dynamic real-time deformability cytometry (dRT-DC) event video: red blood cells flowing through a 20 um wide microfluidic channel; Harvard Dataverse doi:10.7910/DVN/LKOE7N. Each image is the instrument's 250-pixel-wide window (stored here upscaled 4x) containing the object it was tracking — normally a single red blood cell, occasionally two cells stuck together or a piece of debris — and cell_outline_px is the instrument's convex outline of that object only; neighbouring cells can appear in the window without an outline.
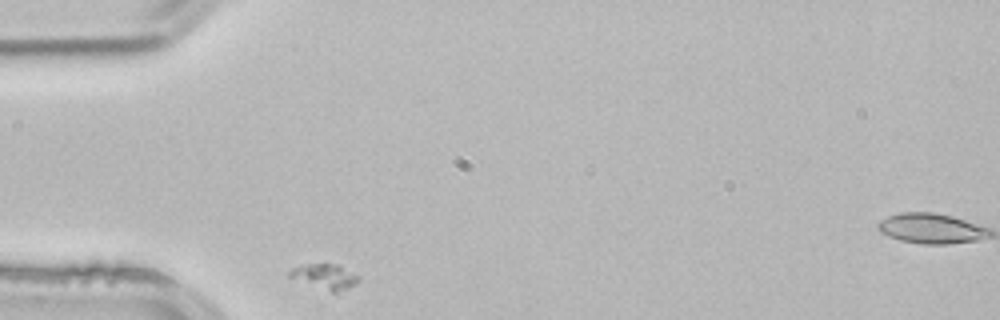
{"species": "common noctule bat (a hibernating species)", "species_latin": "Nyctalus noctula", "temperature_condition": "room temperature", "stored_images_in_passage": 30, "camera_frame_rate_fps": 3000, "um_per_image_px": 0.085, "animal": {"sex": "male", "body_mass_g": 21.5, "forearm_length_mm": 52.0}, "frame": {"image": 1, "passage_image": 1, "time_ms": 0.0, "image_size_px": [1000, 320], "cell_outline_px": [[360, 280], [348, 288], [336, 292], [332, 292], [288, 276], [288, 272], [292, 268], [300, 264], [324, 260], [340, 264], [360, 276]], "centroid_in_image_um": [27.63, 23.41], "position_along_channel_um": 57.4, "area_um2": 10.58}}